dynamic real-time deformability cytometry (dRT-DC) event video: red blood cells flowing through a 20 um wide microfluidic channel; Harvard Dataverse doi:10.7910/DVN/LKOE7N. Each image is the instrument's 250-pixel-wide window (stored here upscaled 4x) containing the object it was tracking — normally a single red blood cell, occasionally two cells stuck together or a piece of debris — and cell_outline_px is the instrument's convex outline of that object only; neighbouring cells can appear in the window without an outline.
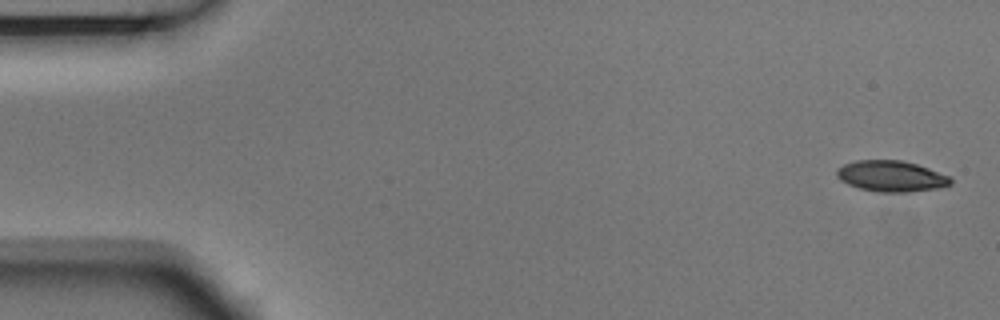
{"species": "Egyptian fruit bat (a non-hibernating species)", "species_latin": "Rousettus aegyptiacus", "temperature_condition": "room temperature", "stored_images_in_passage": 5, "camera_frame_rate_fps": 3000, "um_per_image_px": 0.085, "animal": {"sex": "male"}, "frame": {"image": 1, "passage_image": 1, "time_ms": 0.0, "image_size_px": [1000, 320], "cell_outline_px": [[952, 184], [936, 188], [908, 192], [876, 192], [860, 188], [848, 184], [840, 180], [836, 176], [836, 172], [844, 164], [856, 160], [904, 160], [928, 168], [948, 176], [952, 180]], "centroid_in_image_um": [75.74, 14.97], "position_along_channel_um": 9.3, "area_um2": 20.4}}
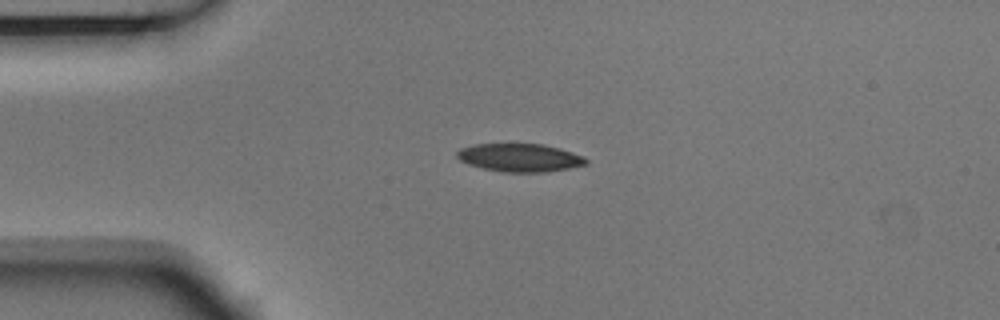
{"frame": {"image": 2, "passage_image": 4, "time_ms": 1.0, "image_size_px": [1000, 320], "cell_outline_px": [[588, 164], [568, 168], [544, 172], [504, 172], [484, 168], [468, 164], [460, 160], [456, 156], [456, 152], [460, 148], [476, 144], [540, 144], [560, 148], [584, 156], [588, 160]], "centroid_in_image_um": [44.19, 13.4], "position_along_channel_um": 40.8, "area_um2": 21.04}}